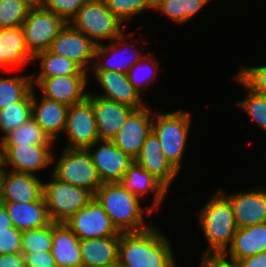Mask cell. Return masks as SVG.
Segmentation results:
<instances>
[{"label":"cell","instance_id":"cell-33","mask_svg":"<svg viewBox=\"0 0 266 267\" xmlns=\"http://www.w3.org/2000/svg\"><path fill=\"white\" fill-rule=\"evenodd\" d=\"M32 113V92L22 101L15 102L0 110L1 140L21 124L27 122Z\"/></svg>","mask_w":266,"mask_h":267},{"label":"cell","instance_id":"cell-18","mask_svg":"<svg viewBox=\"0 0 266 267\" xmlns=\"http://www.w3.org/2000/svg\"><path fill=\"white\" fill-rule=\"evenodd\" d=\"M43 196V182L37 174L0 170V202L31 203Z\"/></svg>","mask_w":266,"mask_h":267},{"label":"cell","instance_id":"cell-31","mask_svg":"<svg viewBox=\"0 0 266 267\" xmlns=\"http://www.w3.org/2000/svg\"><path fill=\"white\" fill-rule=\"evenodd\" d=\"M33 89L31 75L0 76V110L24 100Z\"/></svg>","mask_w":266,"mask_h":267},{"label":"cell","instance_id":"cell-26","mask_svg":"<svg viewBox=\"0 0 266 267\" xmlns=\"http://www.w3.org/2000/svg\"><path fill=\"white\" fill-rule=\"evenodd\" d=\"M0 203L5 206L14 227L22 232L42 228L52 222L43 196L31 203Z\"/></svg>","mask_w":266,"mask_h":267},{"label":"cell","instance_id":"cell-30","mask_svg":"<svg viewBox=\"0 0 266 267\" xmlns=\"http://www.w3.org/2000/svg\"><path fill=\"white\" fill-rule=\"evenodd\" d=\"M212 0H160L153 10L160 11L163 16L174 21L177 25L185 24L192 17L210 4Z\"/></svg>","mask_w":266,"mask_h":267},{"label":"cell","instance_id":"cell-44","mask_svg":"<svg viewBox=\"0 0 266 267\" xmlns=\"http://www.w3.org/2000/svg\"><path fill=\"white\" fill-rule=\"evenodd\" d=\"M0 267H26L23 253L1 254Z\"/></svg>","mask_w":266,"mask_h":267},{"label":"cell","instance_id":"cell-21","mask_svg":"<svg viewBox=\"0 0 266 267\" xmlns=\"http://www.w3.org/2000/svg\"><path fill=\"white\" fill-rule=\"evenodd\" d=\"M134 161L158 179L168 190L179 174L164 156L159 139L153 131L145 139Z\"/></svg>","mask_w":266,"mask_h":267},{"label":"cell","instance_id":"cell-27","mask_svg":"<svg viewBox=\"0 0 266 267\" xmlns=\"http://www.w3.org/2000/svg\"><path fill=\"white\" fill-rule=\"evenodd\" d=\"M263 251H266V222L237 228L224 254L238 261Z\"/></svg>","mask_w":266,"mask_h":267},{"label":"cell","instance_id":"cell-28","mask_svg":"<svg viewBox=\"0 0 266 267\" xmlns=\"http://www.w3.org/2000/svg\"><path fill=\"white\" fill-rule=\"evenodd\" d=\"M120 236L80 240L82 267H95L118 262Z\"/></svg>","mask_w":266,"mask_h":267},{"label":"cell","instance_id":"cell-45","mask_svg":"<svg viewBox=\"0 0 266 267\" xmlns=\"http://www.w3.org/2000/svg\"><path fill=\"white\" fill-rule=\"evenodd\" d=\"M240 267H266V251L237 261Z\"/></svg>","mask_w":266,"mask_h":267},{"label":"cell","instance_id":"cell-14","mask_svg":"<svg viewBox=\"0 0 266 267\" xmlns=\"http://www.w3.org/2000/svg\"><path fill=\"white\" fill-rule=\"evenodd\" d=\"M96 46L85 34L75 29L70 23H66L52 41L49 50L54 54L73 60L83 70L91 72L95 61Z\"/></svg>","mask_w":266,"mask_h":267},{"label":"cell","instance_id":"cell-36","mask_svg":"<svg viewBox=\"0 0 266 267\" xmlns=\"http://www.w3.org/2000/svg\"><path fill=\"white\" fill-rule=\"evenodd\" d=\"M52 222L42 228L24 231L21 239V253L51 251Z\"/></svg>","mask_w":266,"mask_h":267},{"label":"cell","instance_id":"cell-2","mask_svg":"<svg viewBox=\"0 0 266 267\" xmlns=\"http://www.w3.org/2000/svg\"><path fill=\"white\" fill-rule=\"evenodd\" d=\"M94 198L120 233L140 232L152 226L146 223L145 216H152L154 211L150 206L143 208L140 198L127 192L119 182L102 183Z\"/></svg>","mask_w":266,"mask_h":267},{"label":"cell","instance_id":"cell-32","mask_svg":"<svg viewBox=\"0 0 266 267\" xmlns=\"http://www.w3.org/2000/svg\"><path fill=\"white\" fill-rule=\"evenodd\" d=\"M56 145L41 127L30 117L16 130L2 139V145Z\"/></svg>","mask_w":266,"mask_h":267},{"label":"cell","instance_id":"cell-49","mask_svg":"<svg viewBox=\"0 0 266 267\" xmlns=\"http://www.w3.org/2000/svg\"><path fill=\"white\" fill-rule=\"evenodd\" d=\"M2 169V140L0 139V170Z\"/></svg>","mask_w":266,"mask_h":267},{"label":"cell","instance_id":"cell-42","mask_svg":"<svg viewBox=\"0 0 266 267\" xmlns=\"http://www.w3.org/2000/svg\"><path fill=\"white\" fill-rule=\"evenodd\" d=\"M202 253L200 267H240L237 261L224 253Z\"/></svg>","mask_w":266,"mask_h":267},{"label":"cell","instance_id":"cell-12","mask_svg":"<svg viewBox=\"0 0 266 267\" xmlns=\"http://www.w3.org/2000/svg\"><path fill=\"white\" fill-rule=\"evenodd\" d=\"M55 145H2V169L29 173L46 169L52 163Z\"/></svg>","mask_w":266,"mask_h":267},{"label":"cell","instance_id":"cell-47","mask_svg":"<svg viewBox=\"0 0 266 267\" xmlns=\"http://www.w3.org/2000/svg\"><path fill=\"white\" fill-rule=\"evenodd\" d=\"M31 8L43 6L44 0H23Z\"/></svg>","mask_w":266,"mask_h":267},{"label":"cell","instance_id":"cell-13","mask_svg":"<svg viewBox=\"0 0 266 267\" xmlns=\"http://www.w3.org/2000/svg\"><path fill=\"white\" fill-rule=\"evenodd\" d=\"M101 183L119 182L134 162L112 140H98L87 148Z\"/></svg>","mask_w":266,"mask_h":267},{"label":"cell","instance_id":"cell-16","mask_svg":"<svg viewBox=\"0 0 266 267\" xmlns=\"http://www.w3.org/2000/svg\"><path fill=\"white\" fill-rule=\"evenodd\" d=\"M89 75L55 76L44 79H32L33 88H39L45 98L55 100L68 107L87 98Z\"/></svg>","mask_w":266,"mask_h":267},{"label":"cell","instance_id":"cell-7","mask_svg":"<svg viewBox=\"0 0 266 267\" xmlns=\"http://www.w3.org/2000/svg\"><path fill=\"white\" fill-rule=\"evenodd\" d=\"M43 197L52 222H65L86 206L94 195L81 187L60 181L51 174L50 181L43 182Z\"/></svg>","mask_w":266,"mask_h":267},{"label":"cell","instance_id":"cell-41","mask_svg":"<svg viewBox=\"0 0 266 267\" xmlns=\"http://www.w3.org/2000/svg\"><path fill=\"white\" fill-rule=\"evenodd\" d=\"M22 233L15 227L10 232H0V255L21 252Z\"/></svg>","mask_w":266,"mask_h":267},{"label":"cell","instance_id":"cell-24","mask_svg":"<svg viewBox=\"0 0 266 267\" xmlns=\"http://www.w3.org/2000/svg\"><path fill=\"white\" fill-rule=\"evenodd\" d=\"M122 187L138 198L153 194V202L150 208L156 212L161 207L163 201L169 192L168 189L153 175L149 174L142 166L135 161L129 166L124 177L119 181ZM151 192V193H150Z\"/></svg>","mask_w":266,"mask_h":267},{"label":"cell","instance_id":"cell-8","mask_svg":"<svg viewBox=\"0 0 266 267\" xmlns=\"http://www.w3.org/2000/svg\"><path fill=\"white\" fill-rule=\"evenodd\" d=\"M134 34L135 33H129L126 36V33L124 32L114 40L110 42L108 41V44L106 45L104 43L97 45L94 56V60L97 61H94L91 71L109 70L127 75L130 68L147 54H143V51L140 52L135 48V45L139 44V42H130V40H133L130 36ZM131 43L132 45H130ZM130 46L134 47L131 49ZM98 60H100V62Z\"/></svg>","mask_w":266,"mask_h":267},{"label":"cell","instance_id":"cell-20","mask_svg":"<svg viewBox=\"0 0 266 267\" xmlns=\"http://www.w3.org/2000/svg\"><path fill=\"white\" fill-rule=\"evenodd\" d=\"M93 78L98 82L103 93L98 92L101 98L123 103L135 109L145 107L147 104L143 101L144 95L130 83L128 76L115 71H92Z\"/></svg>","mask_w":266,"mask_h":267},{"label":"cell","instance_id":"cell-10","mask_svg":"<svg viewBox=\"0 0 266 267\" xmlns=\"http://www.w3.org/2000/svg\"><path fill=\"white\" fill-rule=\"evenodd\" d=\"M63 134L68 149H87L99 140L92 103L87 98L68 107Z\"/></svg>","mask_w":266,"mask_h":267},{"label":"cell","instance_id":"cell-19","mask_svg":"<svg viewBox=\"0 0 266 267\" xmlns=\"http://www.w3.org/2000/svg\"><path fill=\"white\" fill-rule=\"evenodd\" d=\"M87 99L92 103L99 140H112L135 110L129 105L93 95L92 92H88Z\"/></svg>","mask_w":266,"mask_h":267},{"label":"cell","instance_id":"cell-6","mask_svg":"<svg viewBox=\"0 0 266 267\" xmlns=\"http://www.w3.org/2000/svg\"><path fill=\"white\" fill-rule=\"evenodd\" d=\"M62 150L60 158H56L53 153L52 163L56 164L51 174L60 181L84 188L94 195L102 183L87 149Z\"/></svg>","mask_w":266,"mask_h":267},{"label":"cell","instance_id":"cell-37","mask_svg":"<svg viewBox=\"0 0 266 267\" xmlns=\"http://www.w3.org/2000/svg\"><path fill=\"white\" fill-rule=\"evenodd\" d=\"M30 8L23 0H0V29L22 26Z\"/></svg>","mask_w":266,"mask_h":267},{"label":"cell","instance_id":"cell-15","mask_svg":"<svg viewBox=\"0 0 266 267\" xmlns=\"http://www.w3.org/2000/svg\"><path fill=\"white\" fill-rule=\"evenodd\" d=\"M218 189L230 202L237 228L253 226L266 222V188H249L238 193H225Z\"/></svg>","mask_w":266,"mask_h":267},{"label":"cell","instance_id":"cell-46","mask_svg":"<svg viewBox=\"0 0 266 267\" xmlns=\"http://www.w3.org/2000/svg\"><path fill=\"white\" fill-rule=\"evenodd\" d=\"M14 227L5 206L0 203V232H10V228Z\"/></svg>","mask_w":266,"mask_h":267},{"label":"cell","instance_id":"cell-5","mask_svg":"<svg viewBox=\"0 0 266 267\" xmlns=\"http://www.w3.org/2000/svg\"><path fill=\"white\" fill-rule=\"evenodd\" d=\"M70 24L96 45L112 41L126 32L125 23L106 7L104 0H87Z\"/></svg>","mask_w":266,"mask_h":267},{"label":"cell","instance_id":"cell-22","mask_svg":"<svg viewBox=\"0 0 266 267\" xmlns=\"http://www.w3.org/2000/svg\"><path fill=\"white\" fill-rule=\"evenodd\" d=\"M33 55L28 50L21 26L0 29V72L14 71L30 65ZM12 69V70H11Z\"/></svg>","mask_w":266,"mask_h":267},{"label":"cell","instance_id":"cell-35","mask_svg":"<svg viewBox=\"0 0 266 267\" xmlns=\"http://www.w3.org/2000/svg\"><path fill=\"white\" fill-rule=\"evenodd\" d=\"M233 80L237 81L240 85H243L247 89V94L244 99L235 102L238 108L242 109L247 116H249L252 122L266 132V96L257 94L249 89L236 75H234Z\"/></svg>","mask_w":266,"mask_h":267},{"label":"cell","instance_id":"cell-11","mask_svg":"<svg viewBox=\"0 0 266 267\" xmlns=\"http://www.w3.org/2000/svg\"><path fill=\"white\" fill-rule=\"evenodd\" d=\"M64 223L80 240L120 236L121 234L94 197Z\"/></svg>","mask_w":266,"mask_h":267},{"label":"cell","instance_id":"cell-50","mask_svg":"<svg viewBox=\"0 0 266 267\" xmlns=\"http://www.w3.org/2000/svg\"><path fill=\"white\" fill-rule=\"evenodd\" d=\"M149 4L154 7L160 0H147Z\"/></svg>","mask_w":266,"mask_h":267},{"label":"cell","instance_id":"cell-9","mask_svg":"<svg viewBox=\"0 0 266 267\" xmlns=\"http://www.w3.org/2000/svg\"><path fill=\"white\" fill-rule=\"evenodd\" d=\"M65 25L66 22L62 18L43 6L30 8L21 26L30 53L34 56L38 52L48 50Z\"/></svg>","mask_w":266,"mask_h":267},{"label":"cell","instance_id":"cell-25","mask_svg":"<svg viewBox=\"0 0 266 267\" xmlns=\"http://www.w3.org/2000/svg\"><path fill=\"white\" fill-rule=\"evenodd\" d=\"M50 252L57 267H82L80 239L64 222H52Z\"/></svg>","mask_w":266,"mask_h":267},{"label":"cell","instance_id":"cell-39","mask_svg":"<svg viewBox=\"0 0 266 267\" xmlns=\"http://www.w3.org/2000/svg\"><path fill=\"white\" fill-rule=\"evenodd\" d=\"M240 68L235 75L253 92L266 96V65Z\"/></svg>","mask_w":266,"mask_h":267},{"label":"cell","instance_id":"cell-48","mask_svg":"<svg viewBox=\"0 0 266 267\" xmlns=\"http://www.w3.org/2000/svg\"><path fill=\"white\" fill-rule=\"evenodd\" d=\"M95 267H121L118 262L116 263H110L107 265H101V266H95Z\"/></svg>","mask_w":266,"mask_h":267},{"label":"cell","instance_id":"cell-3","mask_svg":"<svg viewBox=\"0 0 266 267\" xmlns=\"http://www.w3.org/2000/svg\"><path fill=\"white\" fill-rule=\"evenodd\" d=\"M195 214L208 246L204 253H224L237 230L232 206L218 190Z\"/></svg>","mask_w":266,"mask_h":267},{"label":"cell","instance_id":"cell-17","mask_svg":"<svg viewBox=\"0 0 266 267\" xmlns=\"http://www.w3.org/2000/svg\"><path fill=\"white\" fill-rule=\"evenodd\" d=\"M149 105L135 109L112 139L113 143L131 158L139 155L145 139L152 131L153 111Z\"/></svg>","mask_w":266,"mask_h":267},{"label":"cell","instance_id":"cell-23","mask_svg":"<svg viewBox=\"0 0 266 267\" xmlns=\"http://www.w3.org/2000/svg\"><path fill=\"white\" fill-rule=\"evenodd\" d=\"M35 91L33 88L31 117L49 138L56 142L65 130L68 106L43 96L38 99Z\"/></svg>","mask_w":266,"mask_h":267},{"label":"cell","instance_id":"cell-1","mask_svg":"<svg viewBox=\"0 0 266 267\" xmlns=\"http://www.w3.org/2000/svg\"><path fill=\"white\" fill-rule=\"evenodd\" d=\"M156 226L121 233L118 263L121 267H177L171 240Z\"/></svg>","mask_w":266,"mask_h":267},{"label":"cell","instance_id":"cell-40","mask_svg":"<svg viewBox=\"0 0 266 267\" xmlns=\"http://www.w3.org/2000/svg\"><path fill=\"white\" fill-rule=\"evenodd\" d=\"M87 0H44L43 7L62 18L66 23L76 16Z\"/></svg>","mask_w":266,"mask_h":267},{"label":"cell","instance_id":"cell-38","mask_svg":"<svg viewBox=\"0 0 266 267\" xmlns=\"http://www.w3.org/2000/svg\"><path fill=\"white\" fill-rule=\"evenodd\" d=\"M106 7L123 23L136 15L143 14L146 10L153 11V7L147 0H104Z\"/></svg>","mask_w":266,"mask_h":267},{"label":"cell","instance_id":"cell-43","mask_svg":"<svg viewBox=\"0 0 266 267\" xmlns=\"http://www.w3.org/2000/svg\"><path fill=\"white\" fill-rule=\"evenodd\" d=\"M23 255L26 267H57L50 251L33 252Z\"/></svg>","mask_w":266,"mask_h":267},{"label":"cell","instance_id":"cell-29","mask_svg":"<svg viewBox=\"0 0 266 267\" xmlns=\"http://www.w3.org/2000/svg\"><path fill=\"white\" fill-rule=\"evenodd\" d=\"M35 60H39L38 62L40 63V71L37 73V75L31 74V79L89 74L73 60L54 54L49 49L36 53L33 56V61Z\"/></svg>","mask_w":266,"mask_h":267},{"label":"cell","instance_id":"cell-4","mask_svg":"<svg viewBox=\"0 0 266 267\" xmlns=\"http://www.w3.org/2000/svg\"><path fill=\"white\" fill-rule=\"evenodd\" d=\"M162 112L163 110L153 112L152 131L159 139L164 156L180 173L192 126L191 113L183 109Z\"/></svg>","mask_w":266,"mask_h":267},{"label":"cell","instance_id":"cell-34","mask_svg":"<svg viewBox=\"0 0 266 267\" xmlns=\"http://www.w3.org/2000/svg\"><path fill=\"white\" fill-rule=\"evenodd\" d=\"M153 53H147L139 62L135 63L127 73L130 83L140 92H145L147 87L157 79L159 72V60L153 57ZM159 62V63H158Z\"/></svg>","mask_w":266,"mask_h":267}]
</instances>
